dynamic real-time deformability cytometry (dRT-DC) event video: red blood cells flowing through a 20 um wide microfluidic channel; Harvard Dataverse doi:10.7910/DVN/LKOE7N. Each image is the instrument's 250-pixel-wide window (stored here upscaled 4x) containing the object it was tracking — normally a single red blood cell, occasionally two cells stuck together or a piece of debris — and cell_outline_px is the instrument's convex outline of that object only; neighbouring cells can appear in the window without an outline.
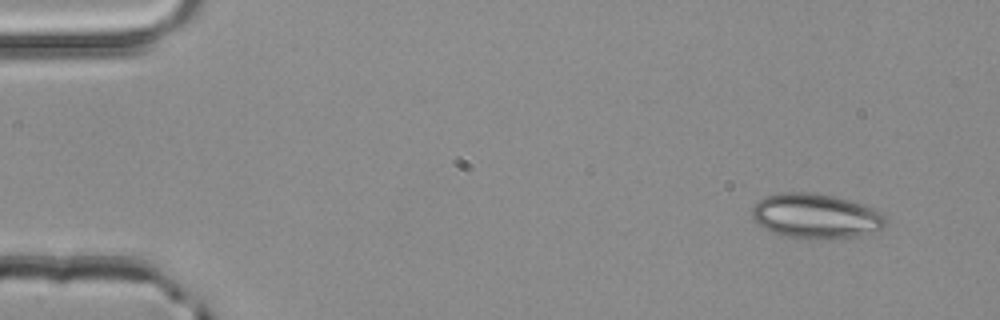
{"species": "common noctule bat (a hibernating species)", "species_latin": "Nyctalus noctula", "temperature_condition": "room temperature", "stored_images_in_passage": 48, "camera_frame_rate_fps": 3000, "um_per_image_px": 0.085, "animal": {"sex": "male", "body_mass_g": 20.4}, "frame": {"image": 1, "passage_image": 1, "time_ms": 0.0, "image_size_px": [1000, 320], "cell_outline_px": [[888, 224], [884, 228], [876, 232], [860, 236], [784, 236], [772, 232], [764, 228], [752, 216], [752, 208], [764, 196], [780, 192], [808, 192], [832, 196], [848, 200], [876, 208], [884, 212], [888, 220]], "centroid_in_image_um": [69.42, 18.32], "position_along_channel_um": 15.6, "area_um2": 34.33}}
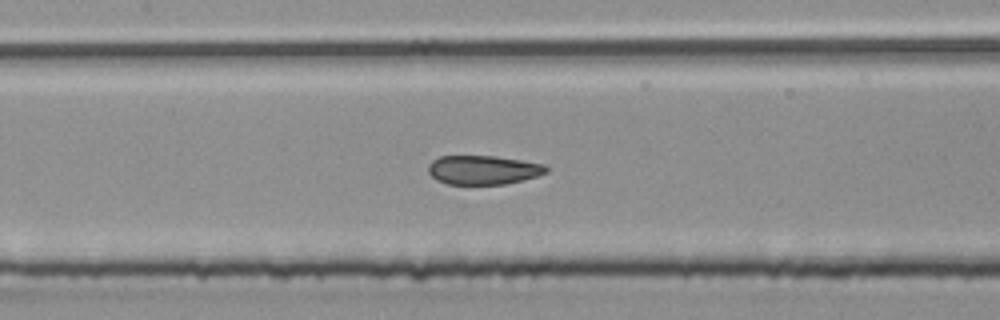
{"frame": {"image": 2, "passage_image": 21, "time_ms": 6.667, "image_size_px": [1000, 320], "cell_outline_px": [[548, 172], [536, 176], [504, 184], [448, 184], [436, 180], [428, 172], [428, 164], [432, 160], [440, 156], [496, 156], [544, 164], [548, 168]], "centroid_in_image_um": [41.04, 14.44], "position_along_channel_um": 166.4, "area_um2": 19.88}}
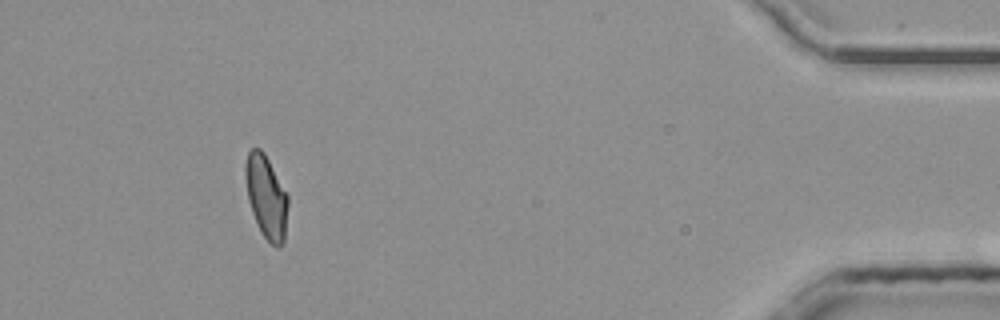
{"frame": {"image": 3, "passage_image": 44, "time_ms": 14.333, "image_size_px": [1000, 320], "cell_outline_px": [[288, 204], [284, 240], [276, 248], [260, 232], [252, 212], [248, 200], [244, 176], [244, 164], [248, 152], [252, 148], [260, 148], [264, 152], [288, 196]], "centroid_in_image_um": [22.6, 16.7], "position_along_channel_um": 412.6, "area_um2": 20.52}, "authors_computed_cell_mechanics": {"area_um2": 20.808, "velocity_mm_per_s": 4.0778, "shape_relaxation_time_tau1_ms": null, "shape_relaxation_time_tau2_ms": 1.3613, "deformation_change_tau1": null, "deformation_change_tau2": 0.0726}}